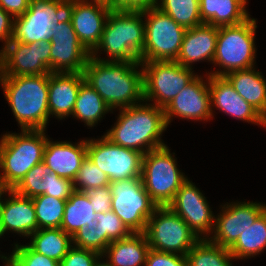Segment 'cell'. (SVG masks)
Instances as JSON below:
<instances>
[{
    "mask_svg": "<svg viewBox=\"0 0 266 266\" xmlns=\"http://www.w3.org/2000/svg\"><path fill=\"white\" fill-rule=\"evenodd\" d=\"M138 66H141V62L108 61L98 55L90 56L83 75L85 82L102 97L111 110L117 107L120 110L145 102L143 70L138 69Z\"/></svg>",
    "mask_w": 266,
    "mask_h": 266,
    "instance_id": "6da1fadb",
    "label": "cell"
},
{
    "mask_svg": "<svg viewBox=\"0 0 266 266\" xmlns=\"http://www.w3.org/2000/svg\"><path fill=\"white\" fill-rule=\"evenodd\" d=\"M117 118L114 127L104 135L113 144L142 154L165 146L161 139L167 129L163 108L139 103L120 109Z\"/></svg>",
    "mask_w": 266,
    "mask_h": 266,
    "instance_id": "7a4b0ae2",
    "label": "cell"
},
{
    "mask_svg": "<svg viewBox=\"0 0 266 266\" xmlns=\"http://www.w3.org/2000/svg\"><path fill=\"white\" fill-rule=\"evenodd\" d=\"M0 83L21 130H45L49 74L0 77Z\"/></svg>",
    "mask_w": 266,
    "mask_h": 266,
    "instance_id": "3957f363",
    "label": "cell"
},
{
    "mask_svg": "<svg viewBox=\"0 0 266 266\" xmlns=\"http://www.w3.org/2000/svg\"><path fill=\"white\" fill-rule=\"evenodd\" d=\"M21 131L0 139V184L4 190L13 189L33 166L43 162L46 130Z\"/></svg>",
    "mask_w": 266,
    "mask_h": 266,
    "instance_id": "277c9868",
    "label": "cell"
},
{
    "mask_svg": "<svg viewBox=\"0 0 266 266\" xmlns=\"http://www.w3.org/2000/svg\"><path fill=\"white\" fill-rule=\"evenodd\" d=\"M141 13H110L96 48L90 53L107 52L108 61L140 62L145 40V22Z\"/></svg>",
    "mask_w": 266,
    "mask_h": 266,
    "instance_id": "5b68a950",
    "label": "cell"
},
{
    "mask_svg": "<svg viewBox=\"0 0 266 266\" xmlns=\"http://www.w3.org/2000/svg\"><path fill=\"white\" fill-rule=\"evenodd\" d=\"M256 23L254 18L249 17L240 24L219 27L212 63L224 69L207 74L225 76L232 71L254 67Z\"/></svg>",
    "mask_w": 266,
    "mask_h": 266,
    "instance_id": "8992f818",
    "label": "cell"
},
{
    "mask_svg": "<svg viewBox=\"0 0 266 266\" xmlns=\"http://www.w3.org/2000/svg\"><path fill=\"white\" fill-rule=\"evenodd\" d=\"M173 156L167 145L143 154L141 180L157 206H168L187 180Z\"/></svg>",
    "mask_w": 266,
    "mask_h": 266,
    "instance_id": "52a82bcc",
    "label": "cell"
},
{
    "mask_svg": "<svg viewBox=\"0 0 266 266\" xmlns=\"http://www.w3.org/2000/svg\"><path fill=\"white\" fill-rule=\"evenodd\" d=\"M151 249L186 254L200 240L183 221V219L168 206H158L148 219L144 231Z\"/></svg>",
    "mask_w": 266,
    "mask_h": 266,
    "instance_id": "ba28073f",
    "label": "cell"
},
{
    "mask_svg": "<svg viewBox=\"0 0 266 266\" xmlns=\"http://www.w3.org/2000/svg\"><path fill=\"white\" fill-rule=\"evenodd\" d=\"M141 67L145 102L163 109L198 76L176 61L141 62Z\"/></svg>",
    "mask_w": 266,
    "mask_h": 266,
    "instance_id": "9c48e42d",
    "label": "cell"
},
{
    "mask_svg": "<svg viewBox=\"0 0 266 266\" xmlns=\"http://www.w3.org/2000/svg\"><path fill=\"white\" fill-rule=\"evenodd\" d=\"M111 210L132 233H144L157 204L143 186L141 177L111 182Z\"/></svg>",
    "mask_w": 266,
    "mask_h": 266,
    "instance_id": "30bf717a",
    "label": "cell"
},
{
    "mask_svg": "<svg viewBox=\"0 0 266 266\" xmlns=\"http://www.w3.org/2000/svg\"><path fill=\"white\" fill-rule=\"evenodd\" d=\"M145 40L140 62L176 61L186 28L159 8L144 13Z\"/></svg>",
    "mask_w": 266,
    "mask_h": 266,
    "instance_id": "8fae6325",
    "label": "cell"
},
{
    "mask_svg": "<svg viewBox=\"0 0 266 266\" xmlns=\"http://www.w3.org/2000/svg\"><path fill=\"white\" fill-rule=\"evenodd\" d=\"M67 8L68 0H30L27 11L13 18L11 40L24 44L50 41L52 26L67 15Z\"/></svg>",
    "mask_w": 266,
    "mask_h": 266,
    "instance_id": "7c38bea8",
    "label": "cell"
},
{
    "mask_svg": "<svg viewBox=\"0 0 266 266\" xmlns=\"http://www.w3.org/2000/svg\"><path fill=\"white\" fill-rule=\"evenodd\" d=\"M88 158L111 182L141 177V152L113 144L108 138L87 140Z\"/></svg>",
    "mask_w": 266,
    "mask_h": 266,
    "instance_id": "4fadbf2b",
    "label": "cell"
},
{
    "mask_svg": "<svg viewBox=\"0 0 266 266\" xmlns=\"http://www.w3.org/2000/svg\"><path fill=\"white\" fill-rule=\"evenodd\" d=\"M50 52V41L24 44L10 40L0 51V77L51 73Z\"/></svg>",
    "mask_w": 266,
    "mask_h": 266,
    "instance_id": "5bb4252c",
    "label": "cell"
},
{
    "mask_svg": "<svg viewBox=\"0 0 266 266\" xmlns=\"http://www.w3.org/2000/svg\"><path fill=\"white\" fill-rule=\"evenodd\" d=\"M50 44L51 73H83L90 52L80 43L68 15L52 26Z\"/></svg>",
    "mask_w": 266,
    "mask_h": 266,
    "instance_id": "9a60e30c",
    "label": "cell"
},
{
    "mask_svg": "<svg viewBox=\"0 0 266 266\" xmlns=\"http://www.w3.org/2000/svg\"><path fill=\"white\" fill-rule=\"evenodd\" d=\"M221 213L215 217L213 237L208 239L221 247L230 249L242 232L250 227L266 210L265 203L232 202L223 205Z\"/></svg>",
    "mask_w": 266,
    "mask_h": 266,
    "instance_id": "2e32d148",
    "label": "cell"
},
{
    "mask_svg": "<svg viewBox=\"0 0 266 266\" xmlns=\"http://www.w3.org/2000/svg\"><path fill=\"white\" fill-rule=\"evenodd\" d=\"M168 207L178 214L200 239L208 238L210 232L212 233L215 216L202 192L190 180L187 179L182 184Z\"/></svg>",
    "mask_w": 266,
    "mask_h": 266,
    "instance_id": "e0dca14e",
    "label": "cell"
},
{
    "mask_svg": "<svg viewBox=\"0 0 266 266\" xmlns=\"http://www.w3.org/2000/svg\"><path fill=\"white\" fill-rule=\"evenodd\" d=\"M109 14L103 3L68 0L67 15L80 43L90 53L100 41Z\"/></svg>",
    "mask_w": 266,
    "mask_h": 266,
    "instance_id": "ac0fdd59",
    "label": "cell"
},
{
    "mask_svg": "<svg viewBox=\"0 0 266 266\" xmlns=\"http://www.w3.org/2000/svg\"><path fill=\"white\" fill-rule=\"evenodd\" d=\"M203 82L201 76H197L189 85L182 89L178 95L164 108L167 127L173 116L181 119L207 120L213 116L211 97L209 90V74Z\"/></svg>",
    "mask_w": 266,
    "mask_h": 266,
    "instance_id": "d6986e66",
    "label": "cell"
},
{
    "mask_svg": "<svg viewBox=\"0 0 266 266\" xmlns=\"http://www.w3.org/2000/svg\"><path fill=\"white\" fill-rule=\"evenodd\" d=\"M12 190L28 198L45 194L62 200L75 191L72 180L59 177L43 162L33 166Z\"/></svg>",
    "mask_w": 266,
    "mask_h": 266,
    "instance_id": "ffe728a7",
    "label": "cell"
},
{
    "mask_svg": "<svg viewBox=\"0 0 266 266\" xmlns=\"http://www.w3.org/2000/svg\"><path fill=\"white\" fill-rule=\"evenodd\" d=\"M9 193L8 199H1L2 195ZM2 200V201H1ZM13 231L30 237L37 231V218L32 198L21 196L11 190H3L0 194V233Z\"/></svg>",
    "mask_w": 266,
    "mask_h": 266,
    "instance_id": "44dd1931",
    "label": "cell"
},
{
    "mask_svg": "<svg viewBox=\"0 0 266 266\" xmlns=\"http://www.w3.org/2000/svg\"><path fill=\"white\" fill-rule=\"evenodd\" d=\"M87 157V140L53 142L47 138L43 153L45 163L59 177L75 180L83 161Z\"/></svg>",
    "mask_w": 266,
    "mask_h": 266,
    "instance_id": "7402d4cb",
    "label": "cell"
},
{
    "mask_svg": "<svg viewBox=\"0 0 266 266\" xmlns=\"http://www.w3.org/2000/svg\"><path fill=\"white\" fill-rule=\"evenodd\" d=\"M211 107L234 118L260 125L261 114L244 100L224 76L209 74Z\"/></svg>",
    "mask_w": 266,
    "mask_h": 266,
    "instance_id": "603a6c76",
    "label": "cell"
},
{
    "mask_svg": "<svg viewBox=\"0 0 266 266\" xmlns=\"http://www.w3.org/2000/svg\"><path fill=\"white\" fill-rule=\"evenodd\" d=\"M218 30L219 27L207 23L186 29L176 62L187 68H192L193 62L201 60L212 62L216 52Z\"/></svg>",
    "mask_w": 266,
    "mask_h": 266,
    "instance_id": "cb8c5ba5",
    "label": "cell"
},
{
    "mask_svg": "<svg viewBox=\"0 0 266 266\" xmlns=\"http://www.w3.org/2000/svg\"><path fill=\"white\" fill-rule=\"evenodd\" d=\"M83 73H49L48 108L50 115L63 119L72 115Z\"/></svg>",
    "mask_w": 266,
    "mask_h": 266,
    "instance_id": "d4e9b609",
    "label": "cell"
},
{
    "mask_svg": "<svg viewBox=\"0 0 266 266\" xmlns=\"http://www.w3.org/2000/svg\"><path fill=\"white\" fill-rule=\"evenodd\" d=\"M149 250L146 235L132 233L128 238L112 241L102 256L108 257L111 266H145Z\"/></svg>",
    "mask_w": 266,
    "mask_h": 266,
    "instance_id": "484cf974",
    "label": "cell"
},
{
    "mask_svg": "<svg viewBox=\"0 0 266 266\" xmlns=\"http://www.w3.org/2000/svg\"><path fill=\"white\" fill-rule=\"evenodd\" d=\"M247 0H199L200 18L212 26L236 25L247 20Z\"/></svg>",
    "mask_w": 266,
    "mask_h": 266,
    "instance_id": "4316f807",
    "label": "cell"
},
{
    "mask_svg": "<svg viewBox=\"0 0 266 266\" xmlns=\"http://www.w3.org/2000/svg\"><path fill=\"white\" fill-rule=\"evenodd\" d=\"M224 77L260 114L266 111V80L259 71L251 67L229 72Z\"/></svg>",
    "mask_w": 266,
    "mask_h": 266,
    "instance_id": "83f0119b",
    "label": "cell"
},
{
    "mask_svg": "<svg viewBox=\"0 0 266 266\" xmlns=\"http://www.w3.org/2000/svg\"><path fill=\"white\" fill-rule=\"evenodd\" d=\"M97 213L90 204L89 197L79 191H74L67 199L61 229L73 236L82 226L97 228Z\"/></svg>",
    "mask_w": 266,
    "mask_h": 266,
    "instance_id": "f1b7e54d",
    "label": "cell"
},
{
    "mask_svg": "<svg viewBox=\"0 0 266 266\" xmlns=\"http://www.w3.org/2000/svg\"><path fill=\"white\" fill-rule=\"evenodd\" d=\"M30 236L29 246L35 252L57 262H60L73 246L72 236L61 228L38 229Z\"/></svg>",
    "mask_w": 266,
    "mask_h": 266,
    "instance_id": "f546056e",
    "label": "cell"
},
{
    "mask_svg": "<svg viewBox=\"0 0 266 266\" xmlns=\"http://www.w3.org/2000/svg\"><path fill=\"white\" fill-rule=\"evenodd\" d=\"M109 111L112 110L102 97L84 81L79 88L72 112L73 117L84 121L88 127H94Z\"/></svg>",
    "mask_w": 266,
    "mask_h": 266,
    "instance_id": "4dcf8cb0",
    "label": "cell"
},
{
    "mask_svg": "<svg viewBox=\"0 0 266 266\" xmlns=\"http://www.w3.org/2000/svg\"><path fill=\"white\" fill-rule=\"evenodd\" d=\"M265 248L266 210L250 227L241 233L229 251L233 255L234 259H244L260 254Z\"/></svg>",
    "mask_w": 266,
    "mask_h": 266,
    "instance_id": "1f68e13d",
    "label": "cell"
},
{
    "mask_svg": "<svg viewBox=\"0 0 266 266\" xmlns=\"http://www.w3.org/2000/svg\"><path fill=\"white\" fill-rule=\"evenodd\" d=\"M188 266H233L234 257L229 249L219 246L208 238H201L186 254Z\"/></svg>",
    "mask_w": 266,
    "mask_h": 266,
    "instance_id": "d6a6232c",
    "label": "cell"
},
{
    "mask_svg": "<svg viewBox=\"0 0 266 266\" xmlns=\"http://www.w3.org/2000/svg\"><path fill=\"white\" fill-rule=\"evenodd\" d=\"M38 229L61 228L67 200L41 194L32 198Z\"/></svg>",
    "mask_w": 266,
    "mask_h": 266,
    "instance_id": "836d02e7",
    "label": "cell"
},
{
    "mask_svg": "<svg viewBox=\"0 0 266 266\" xmlns=\"http://www.w3.org/2000/svg\"><path fill=\"white\" fill-rule=\"evenodd\" d=\"M157 8L186 29L203 23L200 18L199 0H160Z\"/></svg>",
    "mask_w": 266,
    "mask_h": 266,
    "instance_id": "e575fe53",
    "label": "cell"
},
{
    "mask_svg": "<svg viewBox=\"0 0 266 266\" xmlns=\"http://www.w3.org/2000/svg\"><path fill=\"white\" fill-rule=\"evenodd\" d=\"M96 220L98 221L96 229L100 232V255L112 241L128 238L132 234L112 210L97 213Z\"/></svg>",
    "mask_w": 266,
    "mask_h": 266,
    "instance_id": "d590c367",
    "label": "cell"
},
{
    "mask_svg": "<svg viewBox=\"0 0 266 266\" xmlns=\"http://www.w3.org/2000/svg\"><path fill=\"white\" fill-rule=\"evenodd\" d=\"M73 183L74 190L82 192L86 188L109 186L111 181L109 177L103 171H101L87 156L83 161Z\"/></svg>",
    "mask_w": 266,
    "mask_h": 266,
    "instance_id": "8d00e7d4",
    "label": "cell"
},
{
    "mask_svg": "<svg viewBox=\"0 0 266 266\" xmlns=\"http://www.w3.org/2000/svg\"><path fill=\"white\" fill-rule=\"evenodd\" d=\"M9 257L17 266H59V262L35 252L29 245L15 244Z\"/></svg>",
    "mask_w": 266,
    "mask_h": 266,
    "instance_id": "74e56055",
    "label": "cell"
},
{
    "mask_svg": "<svg viewBox=\"0 0 266 266\" xmlns=\"http://www.w3.org/2000/svg\"><path fill=\"white\" fill-rule=\"evenodd\" d=\"M158 0H108L105 4L110 13H147L157 8Z\"/></svg>",
    "mask_w": 266,
    "mask_h": 266,
    "instance_id": "f35d334b",
    "label": "cell"
},
{
    "mask_svg": "<svg viewBox=\"0 0 266 266\" xmlns=\"http://www.w3.org/2000/svg\"><path fill=\"white\" fill-rule=\"evenodd\" d=\"M75 247L92 250L100 254V232L93 226H82L73 236Z\"/></svg>",
    "mask_w": 266,
    "mask_h": 266,
    "instance_id": "ab89813d",
    "label": "cell"
},
{
    "mask_svg": "<svg viewBox=\"0 0 266 266\" xmlns=\"http://www.w3.org/2000/svg\"><path fill=\"white\" fill-rule=\"evenodd\" d=\"M101 255L95 251L72 246L59 266H93Z\"/></svg>",
    "mask_w": 266,
    "mask_h": 266,
    "instance_id": "60d3db41",
    "label": "cell"
},
{
    "mask_svg": "<svg viewBox=\"0 0 266 266\" xmlns=\"http://www.w3.org/2000/svg\"><path fill=\"white\" fill-rule=\"evenodd\" d=\"M82 193L89 197L95 213H106L111 210L112 194L110 186L86 188Z\"/></svg>",
    "mask_w": 266,
    "mask_h": 266,
    "instance_id": "b9f144b4",
    "label": "cell"
},
{
    "mask_svg": "<svg viewBox=\"0 0 266 266\" xmlns=\"http://www.w3.org/2000/svg\"><path fill=\"white\" fill-rule=\"evenodd\" d=\"M145 266H188L186 256L157 251L151 249L148 251Z\"/></svg>",
    "mask_w": 266,
    "mask_h": 266,
    "instance_id": "7bdbcfd3",
    "label": "cell"
},
{
    "mask_svg": "<svg viewBox=\"0 0 266 266\" xmlns=\"http://www.w3.org/2000/svg\"><path fill=\"white\" fill-rule=\"evenodd\" d=\"M29 3L30 0H0V7L16 18L27 11Z\"/></svg>",
    "mask_w": 266,
    "mask_h": 266,
    "instance_id": "ee69618b",
    "label": "cell"
},
{
    "mask_svg": "<svg viewBox=\"0 0 266 266\" xmlns=\"http://www.w3.org/2000/svg\"><path fill=\"white\" fill-rule=\"evenodd\" d=\"M12 33L13 17L0 7V40L4 41L3 47L11 40Z\"/></svg>",
    "mask_w": 266,
    "mask_h": 266,
    "instance_id": "f6af8a7d",
    "label": "cell"
},
{
    "mask_svg": "<svg viewBox=\"0 0 266 266\" xmlns=\"http://www.w3.org/2000/svg\"><path fill=\"white\" fill-rule=\"evenodd\" d=\"M100 258H102V255L96 259V261H95V263L93 264V266H111V264L108 262V260H107L106 263H105V262H102V263H101V261H99Z\"/></svg>",
    "mask_w": 266,
    "mask_h": 266,
    "instance_id": "bcb514c9",
    "label": "cell"
},
{
    "mask_svg": "<svg viewBox=\"0 0 266 266\" xmlns=\"http://www.w3.org/2000/svg\"><path fill=\"white\" fill-rule=\"evenodd\" d=\"M4 261L6 262H4L5 266H17V264L10 257L6 256Z\"/></svg>",
    "mask_w": 266,
    "mask_h": 266,
    "instance_id": "7dc6e473",
    "label": "cell"
},
{
    "mask_svg": "<svg viewBox=\"0 0 266 266\" xmlns=\"http://www.w3.org/2000/svg\"><path fill=\"white\" fill-rule=\"evenodd\" d=\"M260 125L266 127V111L261 114Z\"/></svg>",
    "mask_w": 266,
    "mask_h": 266,
    "instance_id": "c3c4849f",
    "label": "cell"
},
{
    "mask_svg": "<svg viewBox=\"0 0 266 266\" xmlns=\"http://www.w3.org/2000/svg\"><path fill=\"white\" fill-rule=\"evenodd\" d=\"M81 1H88V0H81ZM108 0H93V2H100V3H103V4H106Z\"/></svg>",
    "mask_w": 266,
    "mask_h": 266,
    "instance_id": "681fc988",
    "label": "cell"
},
{
    "mask_svg": "<svg viewBox=\"0 0 266 266\" xmlns=\"http://www.w3.org/2000/svg\"><path fill=\"white\" fill-rule=\"evenodd\" d=\"M4 189L2 188L1 184H0V194L2 193Z\"/></svg>",
    "mask_w": 266,
    "mask_h": 266,
    "instance_id": "f907efd6",
    "label": "cell"
},
{
    "mask_svg": "<svg viewBox=\"0 0 266 266\" xmlns=\"http://www.w3.org/2000/svg\"><path fill=\"white\" fill-rule=\"evenodd\" d=\"M0 257H1V259H3V260H4L6 256H4V255H2V256H1V255H0Z\"/></svg>",
    "mask_w": 266,
    "mask_h": 266,
    "instance_id": "816d5d0a",
    "label": "cell"
}]
</instances>
